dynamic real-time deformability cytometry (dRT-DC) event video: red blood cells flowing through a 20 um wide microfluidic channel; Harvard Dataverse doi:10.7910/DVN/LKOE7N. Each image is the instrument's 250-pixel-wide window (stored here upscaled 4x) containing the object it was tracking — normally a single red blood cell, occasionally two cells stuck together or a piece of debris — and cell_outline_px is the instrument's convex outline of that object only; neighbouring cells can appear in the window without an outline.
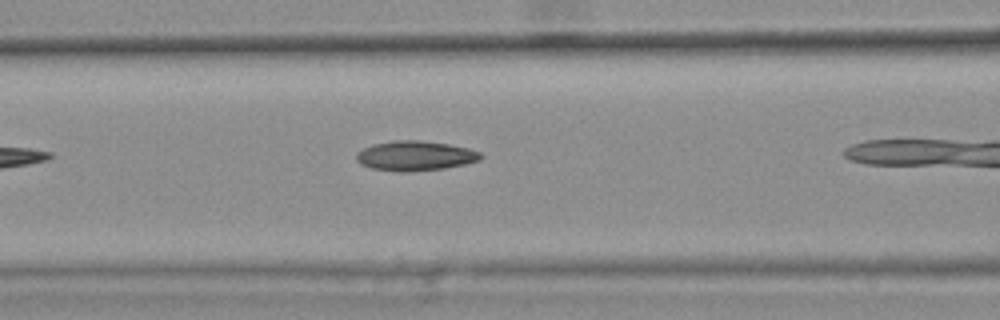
{"species": "common noctule bat (a hibernating species)", "species_latin": "Nyctalus noctula", "temperature_condition": "warm", "stored_images_in_passage": 9, "camera_frame_rate_fps": 3000, "um_per_image_px": 0.085, "animal": {"sex": "female", "body_mass_g": 25.1}, "frame": {"image": 1, "passage_image": 8, "time_ms": 2.333, "image_size_px": [1000, 320], "cell_outline_px": [[484, 156], [480, 160], [464, 164], [444, 168], [408, 172], [400, 172], [372, 168], [360, 164], [356, 160], [356, 152], [372, 144], [392, 140], [420, 140], [448, 144], [468, 148], [480, 152]], "centroid_in_image_um": [35.27, 13.24], "position_along_channel_um": 131.3, "area_um2": 21.68}}